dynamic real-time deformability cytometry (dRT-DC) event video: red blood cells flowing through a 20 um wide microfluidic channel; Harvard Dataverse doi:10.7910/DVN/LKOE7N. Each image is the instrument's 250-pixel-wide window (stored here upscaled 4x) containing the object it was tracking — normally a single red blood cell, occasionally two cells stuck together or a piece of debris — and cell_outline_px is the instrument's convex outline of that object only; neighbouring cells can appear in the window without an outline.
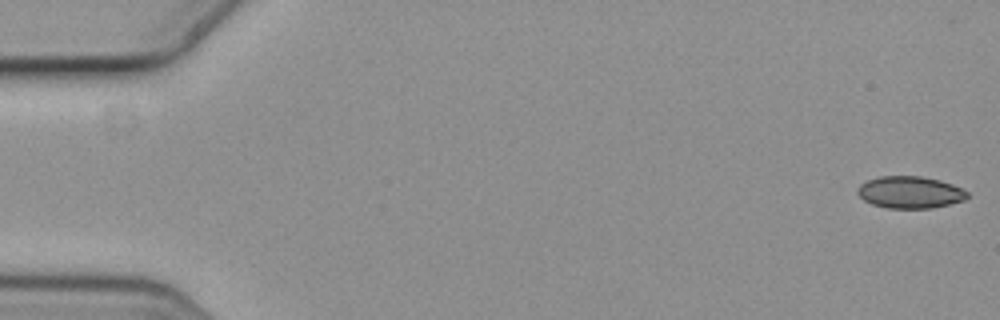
{"species": "common noctule bat (a hibernating species)", "species_latin": "Nyctalus noctula", "temperature_condition": "cold", "stored_images_in_passage": 5, "camera_frame_rate_fps": 3000, "um_per_image_px": 0.085, "animal": {"sex": "female", "body_mass_g": 19.3, "forearm_length_mm": 54.1}, "frame": {"image": 1, "passage_image": 1, "time_ms": 0.0, "image_size_px": [1000, 320], "cell_outline_px": [[968, 196], [964, 200], [932, 208], [888, 208], [872, 204], [864, 200], [856, 192], [856, 188], [860, 184], [868, 180], [880, 176], [920, 176], [940, 180], [952, 184], [968, 192]], "centroid_in_image_um": [77.33, 16.34], "position_along_channel_um": 7.7, "area_um2": 20.4}}
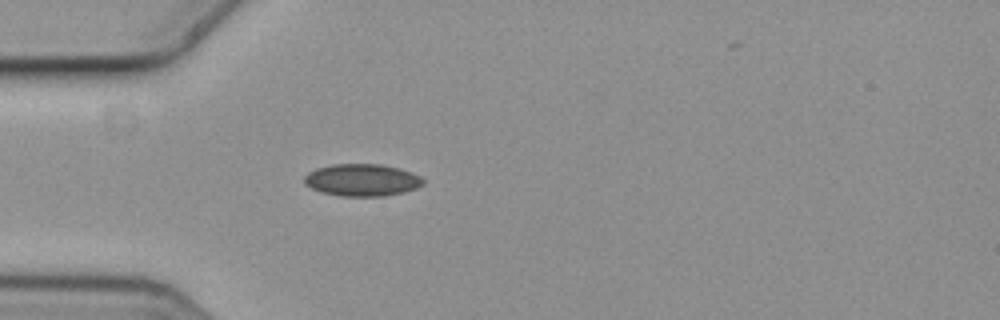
{"frame": {"image": 2, "passage_image": 5, "time_ms": 1.333, "image_size_px": [1000, 320], "cell_outline_px": [[424, 184], [416, 188], [404, 192], [384, 196], [340, 196], [320, 192], [304, 184], [304, 176], [308, 172], [316, 168], [332, 164], [380, 164], [400, 168], [412, 172], [420, 176], [424, 180]], "centroid_in_image_um": [30.77, 15.3], "position_along_channel_um": 54.2, "area_um2": 22.48}}